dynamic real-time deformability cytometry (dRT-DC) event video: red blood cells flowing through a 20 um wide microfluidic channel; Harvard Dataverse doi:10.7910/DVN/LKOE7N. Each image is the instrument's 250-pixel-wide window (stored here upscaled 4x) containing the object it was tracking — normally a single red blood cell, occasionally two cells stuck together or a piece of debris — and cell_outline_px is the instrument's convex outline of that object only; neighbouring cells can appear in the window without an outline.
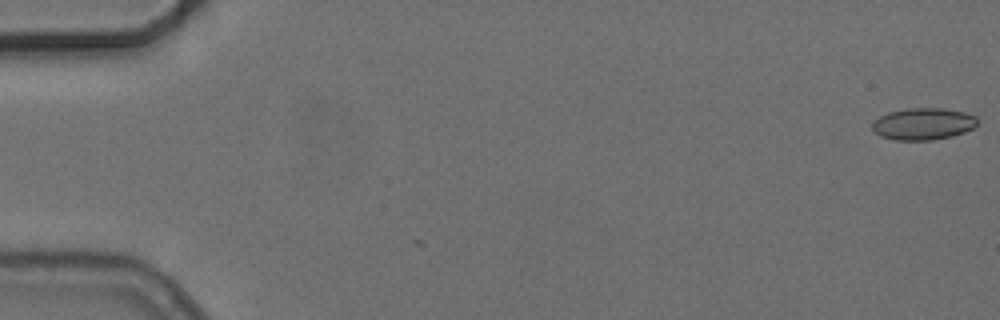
{"species": "common noctule bat (a hibernating species)", "species_latin": "Nyctalus noctula", "temperature_condition": "cold", "stored_images_in_passage": 3, "camera_frame_rate_fps": 3000, "um_per_image_px": 0.085, "animal": {"sex": "female", "body_mass_g": 24.6, "forearm_length_mm": 56.2}, "frame": {"image": 1, "passage_image": 1, "time_ms": 0.0, "image_size_px": [1000, 320], "cell_outline_px": [[976, 124], [972, 128], [964, 132], [952, 136], [932, 140], [892, 140], [880, 136], [872, 128], [872, 120], [888, 112], [908, 108], [944, 108], [964, 112], [976, 116]], "centroid_in_image_um": [78.44, 10.53], "position_along_channel_um": 6.6, "area_um2": 19.59}}